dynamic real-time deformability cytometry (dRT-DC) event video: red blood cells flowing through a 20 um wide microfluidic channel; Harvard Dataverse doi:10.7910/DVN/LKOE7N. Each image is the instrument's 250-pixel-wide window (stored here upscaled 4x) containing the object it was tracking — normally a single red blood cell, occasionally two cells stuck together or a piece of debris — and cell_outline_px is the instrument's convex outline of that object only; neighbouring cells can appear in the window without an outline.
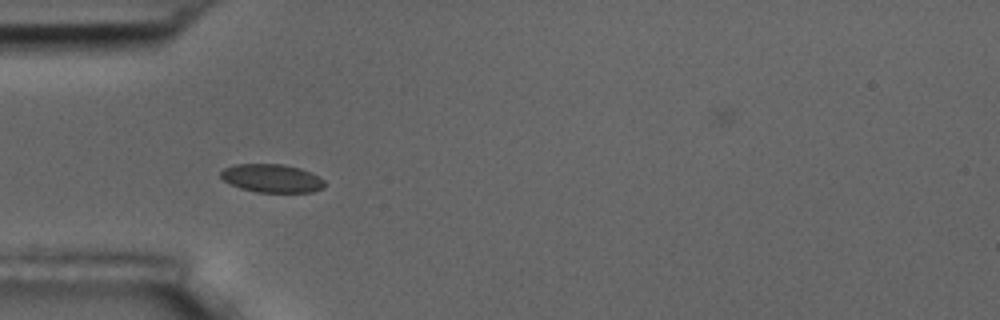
{"species": "common noctule bat (a hibernating species)", "species_latin": "Nyctalus noctula", "temperature_condition": "room temperature", "stored_images_in_passage": 5, "camera_frame_rate_fps": 3000, "um_per_image_px": 0.085, "animal": {"sex": "male", "body_mass_g": 17.5, "forearm_length_mm": 52.3}, "frame": {"image": 1, "passage_image": 4, "time_ms": 3.667, "image_size_px": [1000, 320], "cell_outline_px": [[324, 188], [312, 192], [256, 192], [240, 188], [224, 180], [220, 176], [220, 172], [224, 168], [236, 164], [284, 164], [300, 168], [324, 180]], "centroid_in_image_um": [23.09, 15.15], "position_along_channel_um": 61.9, "area_um2": 16.99}}